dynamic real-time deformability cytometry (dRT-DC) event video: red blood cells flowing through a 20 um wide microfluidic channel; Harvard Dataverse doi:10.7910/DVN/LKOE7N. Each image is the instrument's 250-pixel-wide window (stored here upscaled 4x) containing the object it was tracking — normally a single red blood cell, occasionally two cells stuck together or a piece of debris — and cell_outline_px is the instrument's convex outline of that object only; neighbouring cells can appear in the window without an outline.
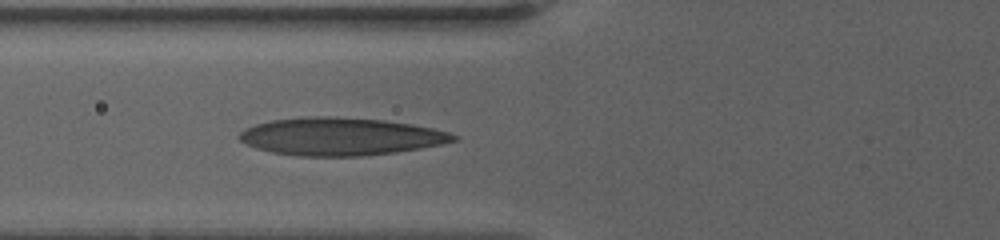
{"species": "human", "species_latin": "Homo sapiens", "temperature_condition": "warm", "stored_images_in_passage": 7, "camera_frame_rate_fps": 3000, "um_per_image_px": 0.085, "donor": {"sex": "female"}, "frame": {"image": 1, "passage_image": 7, "time_ms": 4.333, "image_size_px": [1000, 240], "cell_outline_px": [[460, 140], [444, 144], [396, 152], [360, 156], [296, 156], [272, 152], [256, 148], [240, 140], [236, 136], [240, 132], [256, 124], [272, 120], [304, 116], [332, 116], [384, 120], [412, 124], [432, 128], [448, 132], [460, 136]], "centroid_in_image_um": [28.98, 11.6], "position_along_channel_um": 96.8, "area_um2": 47.22}}